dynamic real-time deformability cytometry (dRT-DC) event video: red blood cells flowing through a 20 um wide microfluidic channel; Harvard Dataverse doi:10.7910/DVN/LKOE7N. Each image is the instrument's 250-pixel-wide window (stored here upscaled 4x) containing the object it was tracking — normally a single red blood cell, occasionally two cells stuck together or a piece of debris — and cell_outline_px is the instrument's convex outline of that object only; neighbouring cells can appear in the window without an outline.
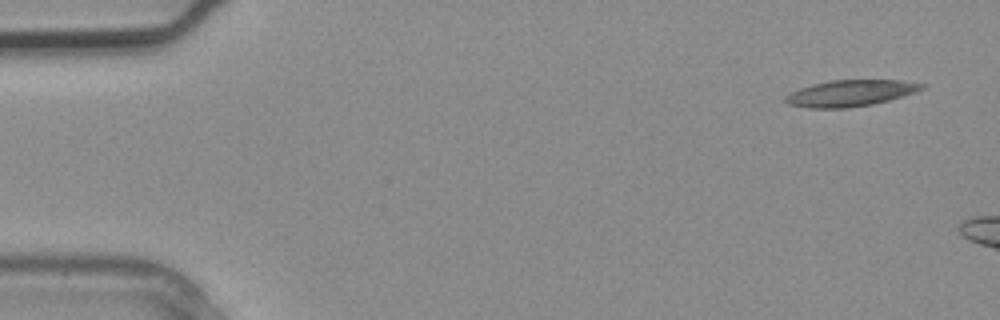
{"species": "common noctule bat (a hibernating species)", "species_latin": "Nyctalus noctula", "temperature_condition": "warm", "stored_images_in_passage": 2, "camera_frame_rate_fps": 3000, "um_per_image_px": 0.085, "animal": {"sex": "male", "body_mass_g": 20.4}, "frame": {"image": 1, "passage_image": 1, "time_ms": 0.0, "image_size_px": [1000, 320], "cell_outline_px": [[928, 84], [924, 88], [916, 92], [888, 100], [872, 104], [844, 108], [808, 108], [788, 104], [784, 100], [792, 92], [800, 88], [812, 84], [832, 80], [900, 80]], "centroid_in_image_um": [72.32, 7.91], "position_along_channel_um": 12.7, "area_um2": 20.75}}